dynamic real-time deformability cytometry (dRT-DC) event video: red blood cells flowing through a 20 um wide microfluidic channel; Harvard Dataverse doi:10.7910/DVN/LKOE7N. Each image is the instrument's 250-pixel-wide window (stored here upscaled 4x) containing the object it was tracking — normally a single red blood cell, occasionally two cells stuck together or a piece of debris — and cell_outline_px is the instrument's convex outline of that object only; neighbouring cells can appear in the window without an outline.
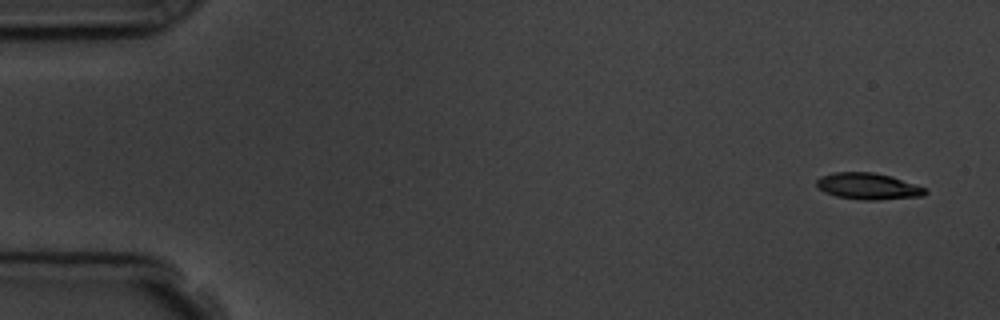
{"species": "common noctule bat (a hibernating species)", "species_latin": "Nyctalus noctula", "temperature_condition": "room temperature", "stored_images_in_passage": 10, "camera_frame_rate_fps": 3000, "um_per_image_px": 0.085, "animal": {"sex": "male", "body_mass_g": 19.5, "forearm_length_mm": 54.6}, "frame": {"image": 1, "passage_image": 1, "time_ms": 0.0, "image_size_px": [1000, 320], "cell_outline_px": [[928, 192], [924, 196], [876, 200], [864, 200], [836, 196], [824, 192], [816, 184], [816, 180], [820, 176], [832, 172], [872, 172], [892, 176], [924, 188]], "centroid_in_image_um": [73.76, 15.82], "position_along_channel_um": 11.2, "area_um2": 16.7}}
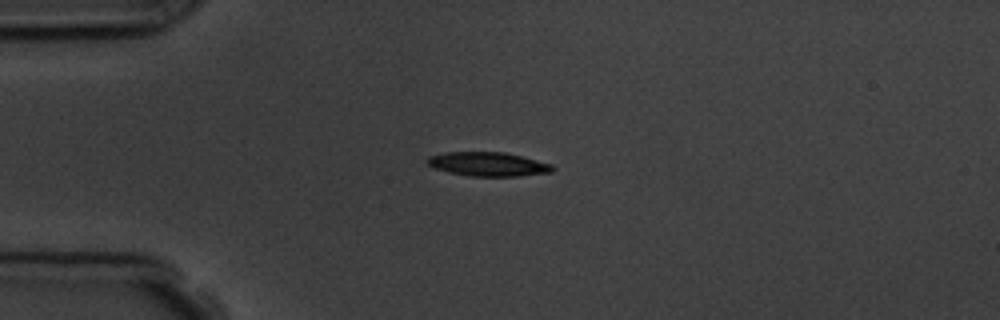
{"frame": {"image": 2, "passage_image": 4, "time_ms": 3.667, "image_size_px": [1000, 320], "cell_outline_px": [[556, 168], [552, 172], [520, 176], [468, 176], [448, 172], [436, 168], [428, 164], [424, 160], [428, 156], [444, 152], [504, 152], [552, 164]], "centroid_in_image_um": [41.47, 13.95], "position_along_channel_um": 43.5, "area_um2": 17.57}}
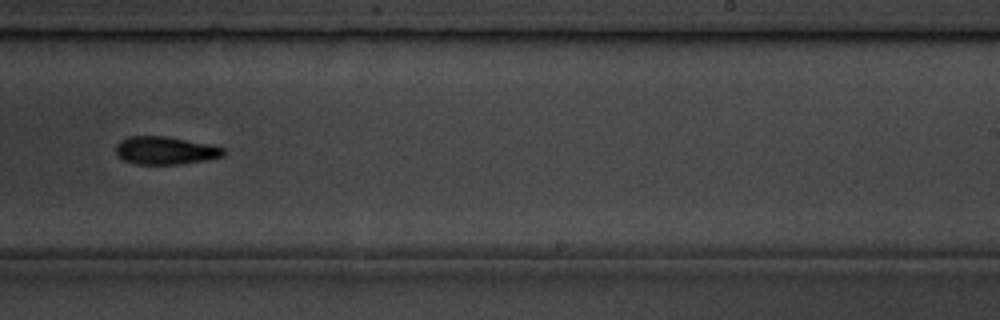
{"frame": {"image": 3, "passage_image": 10, "time_ms": 10.333, "image_size_px": [1000, 320], "cell_outline_px": [[224, 156], [208, 160], [180, 164], [132, 164], [116, 156], [116, 144], [120, 140], [128, 136], [164, 136], [208, 144], [224, 148]], "centroid_in_image_um": [14.01, 12.8], "position_along_channel_um": 275.0, "area_um2": 17.57}}